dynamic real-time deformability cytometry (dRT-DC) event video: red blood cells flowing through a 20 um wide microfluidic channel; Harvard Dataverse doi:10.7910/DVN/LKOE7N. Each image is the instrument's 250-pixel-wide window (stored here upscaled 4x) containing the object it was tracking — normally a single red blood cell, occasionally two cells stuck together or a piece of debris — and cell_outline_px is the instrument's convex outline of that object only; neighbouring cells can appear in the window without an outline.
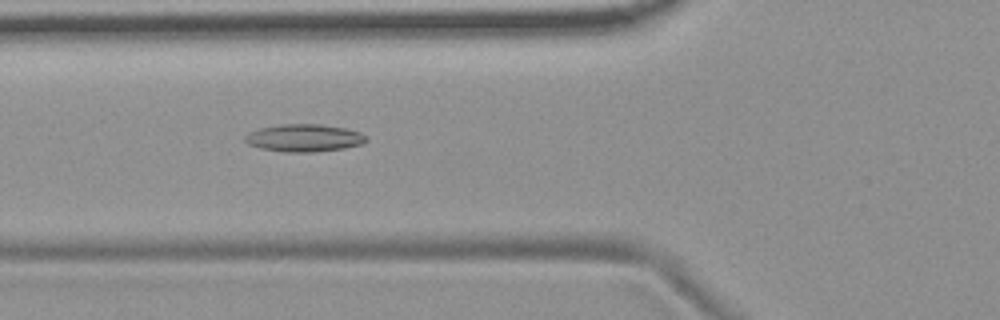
{"species": "common noctule bat (a hibernating species)", "species_latin": "Nyctalus noctula", "temperature_condition": "room temperature", "stored_images_in_passage": 54, "camera_frame_rate_fps": 3000, "um_per_image_px": 0.085, "animal": {"sex": "female", "body_mass_g": 19.9}, "frame": {"image": 1, "passage_image": 20, "time_ms": 6.333, "image_size_px": [1000, 320], "cell_outline_px": [[368, 140], [364, 144], [344, 148], [312, 152], [284, 152], [260, 148], [248, 144], [244, 140], [244, 136], [248, 132], [260, 128], [280, 124], [320, 124], [344, 128], [360, 132], [368, 136]], "centroid_in_image_um": [25.86, 11.72], "position_along_channel_um": 99.9, "area_um2": 19.59}}
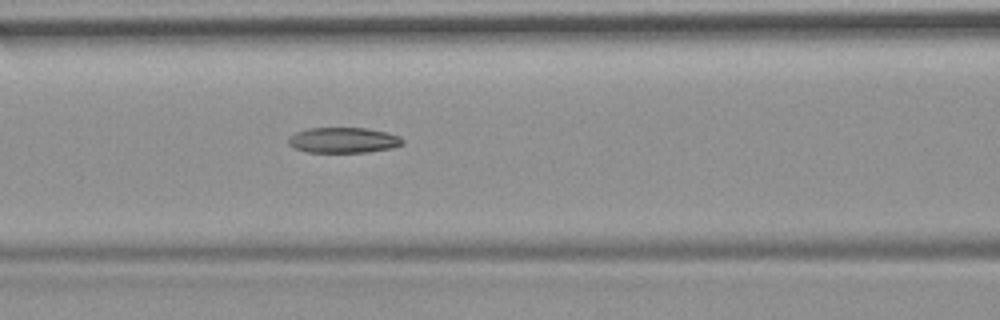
{"frame": {"image": 2, "passage_image": 23, "time_ms": 7.333, "image_size_px": [1000, 320], "cell_outline_px": [[404, 144], [392, 148], [368, 152], [304, 152], [292, 148], [288, 144], [288, 136], [296, 132], [308, 128], [368, 128], [388, 132], [400, 136], [404, 140]], "centroid_in_image_um": [29.18, 11.91], "position_along_channel_um": 137.4, "area_um2": 17.28}}
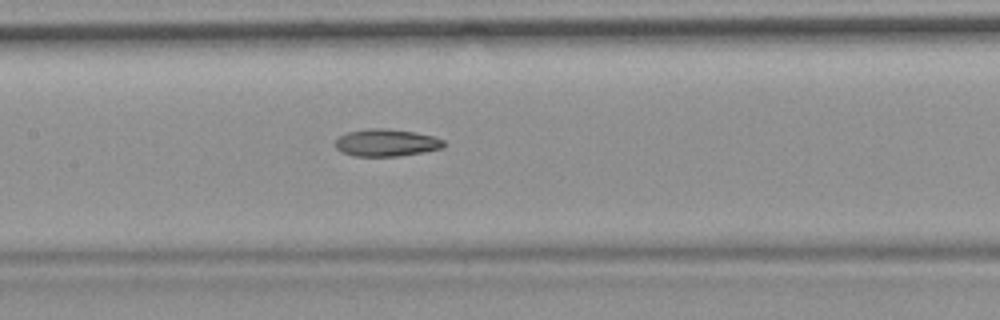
{"frame": {"image": 3, "passage_image": 26, "time_ms": 8.333, "image_size_px": [1000, 320], "cell_outline_px": [[444, 148], [424, 152], [400, 156], [352, 156], [340, 152], [336, 148], [336, 140], [340, 136], [348, 132], [368, 128], [388, 128], [416, 132], [432, 136], [444, 140]], "centroid_in_image_um": [32.84, 12.13], "position_along_channel_um": 174.6, "area_um2": 17.4}, "authors_computed_cell_mechanics": {"area_um2": 18.2937, "velocity_mm_per_s": 3.7201, "shape_relaxation_time_tau1_ms": null, "shape_relaxation_time_tau2_ms": 2.8323, "deformation_change_tau1": null, "deformation_change_tau2": 0.1032}}